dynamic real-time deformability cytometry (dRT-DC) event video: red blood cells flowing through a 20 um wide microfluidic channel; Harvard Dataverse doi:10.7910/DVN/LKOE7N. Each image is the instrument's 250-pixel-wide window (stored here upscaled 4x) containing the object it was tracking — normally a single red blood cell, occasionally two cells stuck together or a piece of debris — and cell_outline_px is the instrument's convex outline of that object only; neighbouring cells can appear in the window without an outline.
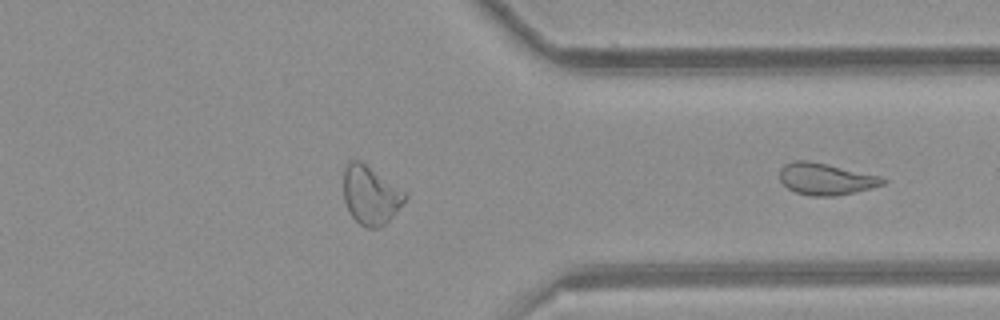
{"species": "common noctule bat (a hibernating species)", "species_latin": "Nyctalus noctula", "temperature_condition": "room temperature", "stored_images_in_passage": 21, "segment_of_instrument_passage": [2, 2], "camera_frame_rate_fps": 3000, "um_per_image_px": 0.085, "animal": {"sex": "female", "body_mass_g": 21.9}, "frame": {"image": 1, "passage_image": 21, "time_ms": 6.667, "image_size_px": [1000, 320], "cell_outline_px": [[884, 184], [856, 192], [836, 196], [812, 196], [796, 192], [788, 188], [780, 180], [780, 168], [784, 164], [796, 160], [808, 160], [828, 164], [876, 176], [884, 180]], "centroid_in_image_um": [70.12, 15.21], "position_along_channel_um": 341.3, "area_um2": 18.73}}